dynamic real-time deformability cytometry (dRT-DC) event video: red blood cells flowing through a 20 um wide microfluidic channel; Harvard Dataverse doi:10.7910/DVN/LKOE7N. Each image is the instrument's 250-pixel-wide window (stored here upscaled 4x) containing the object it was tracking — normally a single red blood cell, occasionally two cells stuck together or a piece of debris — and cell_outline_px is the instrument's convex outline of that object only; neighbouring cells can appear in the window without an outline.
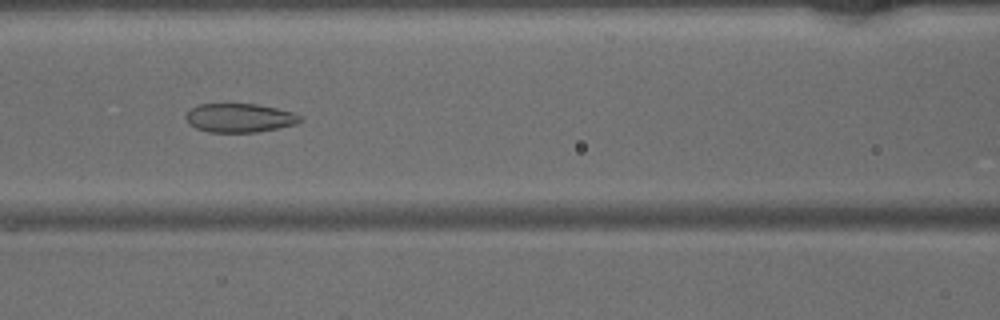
{"species": "common noctule bat (a hibernating species)", "species_latin": "Nyctalus noctula", "temperature_condition": "warm", "stored_images_in_passage": 42, "camera_frame_rate_fps": 3000, "um_per_image_px": 0.085, "animal": {"sex": "male", "body_mass_g": 15.6}, "frame": {"image": 1, "passage_image": 14, "time_ms": 4.333, "image_size_px": [1000, 320], "cell_outline_px": [[304, 120], [296, 124], [280, 128], [256, 132], [208, 132], [196, 128], [188, 124], [184, 116], [192, 108], [200, 104], [256, 104], [276, 108], [292, 112], [304, 116]], "centroid_in_image_um": [20.4, 10.03], "position_along_channel_um": 146.2, "area_um2": 19.36}}
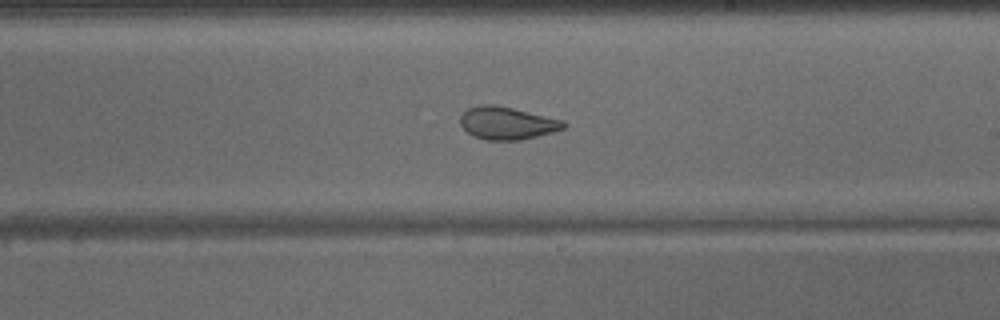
{"frame": {"image": 2, "passage_image": 21, "time_ms": 6.667, "image_size_px": [1000, 320], "cell_outline_px": [[568, 124], [564, 128], [552, 132], [520, 140], [484, 140], [472, 136], [460, 124], [460, 116], [468, 108], [480, 104], [492, 104], [512, 108], [564, 120]], "centroid_in_image_um": [43.09, 10.46], "position_along_channel_um": 245.9, "area_um2": 19.65}}
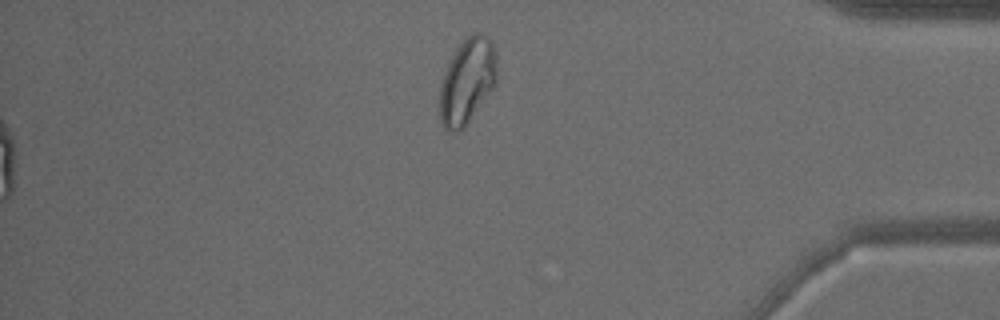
{"frame": {"image": 3, "passage_image": 42, "time_ms": 13.667, "image_size_px": [1000, 320], "cell_outline_px": [[496, 84], [464, 128], [460, 132], [452, 132], [444, 128], [440, 120], [440, 84], [444, 72], [456, 48], [472, 32], [484, 32], [492, 40], [496, 52]], "centroid_in_image_um": [39.72, 6.87], "position_along_channel_um": 395.5, "area_um2": 28.73}}